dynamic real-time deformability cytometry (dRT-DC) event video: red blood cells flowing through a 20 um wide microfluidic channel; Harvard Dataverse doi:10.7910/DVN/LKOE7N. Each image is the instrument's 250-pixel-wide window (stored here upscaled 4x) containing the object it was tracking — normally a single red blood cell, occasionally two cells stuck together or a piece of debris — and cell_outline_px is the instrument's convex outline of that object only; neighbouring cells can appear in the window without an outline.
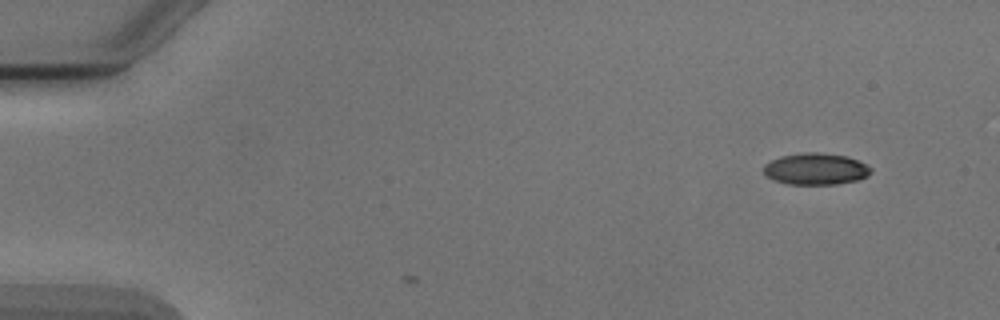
{"species": "Egyptian fruit bat (a non-hibernating species)", "species_latin": "Rousettus aegyptiacus", "temperature_condition": "cold", "stored_images_in_passage": 2, "camera_frame_rate_fps": 3000, "um_per_image_px": 0.085, "animal": {"sex": "male"}, "frame": {"image": 1, "passage_image": 1, "time_ms": 0.0, "image_size_px": [1000, 320], "cell_outline_px": [[872, 172], [868, 176], [856, 180], [836, 184], [788, 184], [772, 180], [764, 176], [764, 164], [780, 156], [800, 152], [820, 152], [848, 156], [868, 164], [872, 168]], "centroid_in_image_um": [69.34, 14.35], "position_along_channel_um": 15.7, "area_um2": 20.11}}